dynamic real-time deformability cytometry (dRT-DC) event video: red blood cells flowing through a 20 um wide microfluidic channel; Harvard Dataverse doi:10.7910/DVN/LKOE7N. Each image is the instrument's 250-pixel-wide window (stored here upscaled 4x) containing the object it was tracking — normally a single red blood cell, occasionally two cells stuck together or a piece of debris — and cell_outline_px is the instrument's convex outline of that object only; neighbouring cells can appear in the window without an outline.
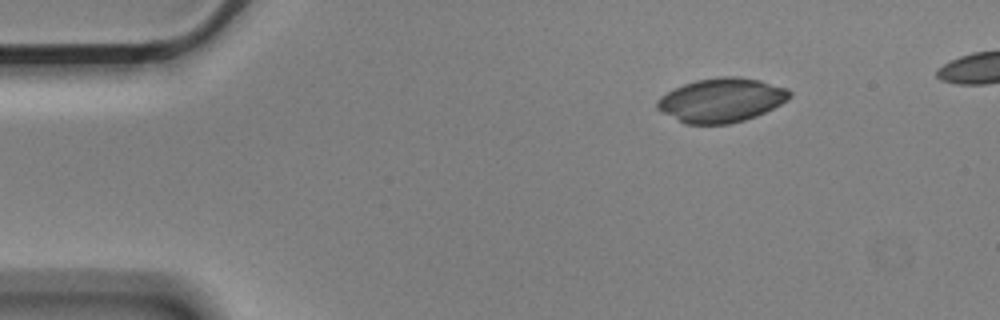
{"species": "Egyptian fruit bat (a non-hibernating species)", "species_latin": "Rousettus aegyptiacus", "temperature_condition": "cold", "stored_images_in_passage": 4, "camera_frame_rate_fps": 3000, "um_per_image_px": 0.085, "animal": {"sex": "male"}, "frame": {"image": 1, "passage_image": 1, "time_ms": 0.0, "image_size_px": [1000, 320], "cell_outline_px": [[792, 96], [788, 100], [756, 116], [732, 124], [684, 124], [660, 112], [656, 108], [656, 100], [660, 96], [684, 84], [696, 80], [720, 76], [740, 76], [760, 80], [788, 88], [792, 92]], "centroid_in_image_um": [61.31, 8.51], "position_along_channel_um": 23.7, "area_um2": 34.33}}